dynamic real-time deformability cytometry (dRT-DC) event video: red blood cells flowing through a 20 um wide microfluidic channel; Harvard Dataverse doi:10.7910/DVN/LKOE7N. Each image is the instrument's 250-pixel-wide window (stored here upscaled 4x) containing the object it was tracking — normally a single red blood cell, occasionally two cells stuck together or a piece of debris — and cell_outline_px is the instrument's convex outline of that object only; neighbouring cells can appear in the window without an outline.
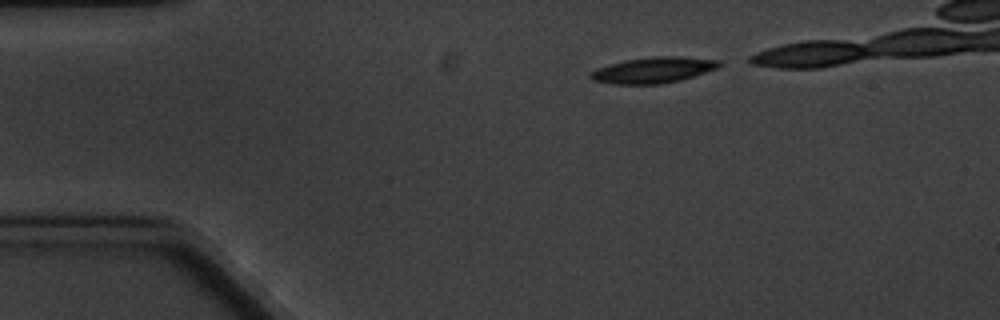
{"species": "common noctule bat (a hibernating species)", "species_latin": "Nyctalus noctula", "temperature_condition": "cold", "stored_images_in_passage": 4, "camera_frame_rate_fps": 3000, "um_per_image_px": 0.085, "animal": {"sex": "male", "body_mass_g": 20.1, "forearm_length_mm": 53.5}, "frame": {"image": 1, "passage_image": 1, "time_ms": 0.0, "image_size_px": [1000, 320], "cell_outline_px": [[724, 64], [716, 68], [680, 80], [660, 84], [612, 84], [592, 80], [588, 76], [588, 72], [596, 68], [624, 60], [656, 56], [680, 56], [720, 60]], "centroid_in_image_um": [55.48, 5.95], "position_along_channel_um": 29.5, "area_um2": 19.48}}